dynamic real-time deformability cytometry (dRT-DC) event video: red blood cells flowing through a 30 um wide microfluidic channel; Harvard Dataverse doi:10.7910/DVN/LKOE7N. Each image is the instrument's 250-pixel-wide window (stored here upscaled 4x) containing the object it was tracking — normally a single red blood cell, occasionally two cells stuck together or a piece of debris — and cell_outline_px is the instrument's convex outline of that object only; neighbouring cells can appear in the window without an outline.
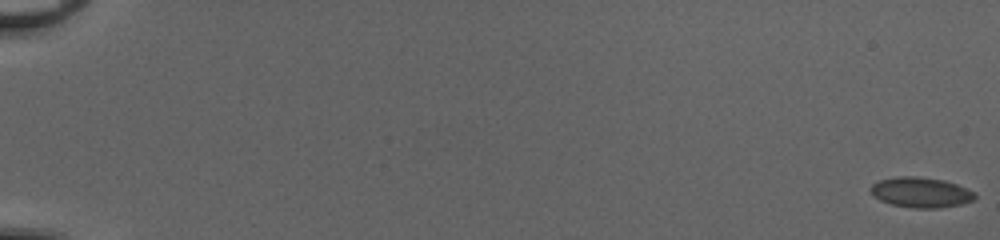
{"species": "common noctule bat (a hibernating species)", "species_latin": "Nyctalus noctula", "temperature_condition": "cold", "stored_images_in_passage": 56, "camera_frame_rate_fps": 3000, "um_per_image_px": 0.085, "animal": {"sex": "female", "body_mass_g": 20.0, "forearm_length_mm": 54.0}, "frame": {"image": 1, "passage_image": 1, "time_ms": 0.0, "image_size_px": [1000, 240], "cell_outline_px": [[976, 196], [972, 200], [960, 204], [936, 208], [916, 208], [892, 204], [880, 200], [868, 188], [872, 184], [880, 180], [904, 176], [912, 176], [940, 180], [956, 184], [972, 192]], "centroid_in_image_um": [78.23, 16.36], "position_along_channel_um": 6.8, "area_um2": 17.74}}
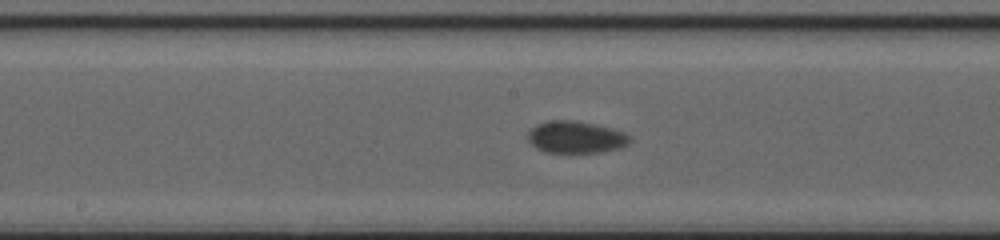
{"frame": {"image": 2, "passage_image": 32, "time_ms": 10.333, "image_size_px": [1000, 240], "cell_outline_px": [[632, 140], [628, 144], [620, 148], [604, 152], [544, 152], [536, 148], [528, 140], [528, 132], [532, 128], [548, 120], [572, 120], [612, 128], [624, 132], [632, 136]], "centroid_in_image_um": [48.99, 11.66], "position_along_channel_um": 199.2, "area_um2": 19.02}}
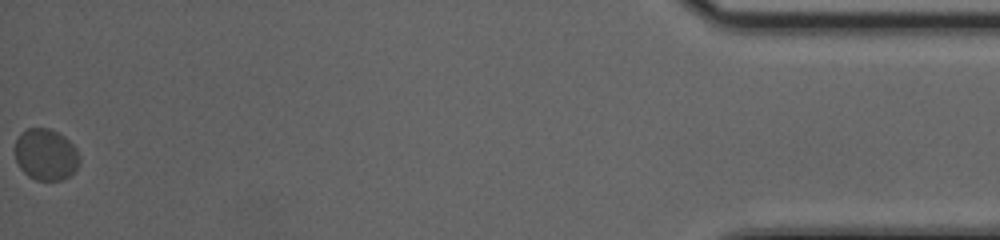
{"frame": {"image": 3, "passage_image": 56, "time_ms": 18.333, "image_size_px": [1000, 240], "cell_outline_px": [[80, 164], [68, 176], [60, 180], [36, 180], [28, 176], [20, 168], [16, 160], [16, 140], [20, 132], [28, 128], [48, 128], [64, 136], [76, 148], [80, 156]], "centroid_in_image_um": [3.9, 13.13], "position_along_channel_um": 431.3, "area_um2": 19.31}, "authors_computed_cell_mechanics": {"area_um2": 18.1781, "velocity_mm_per_s": 3.9623, "shape_relaxation_time_tau1_ms": 1.5504, "shape_relaxation_time_tau2_ms": null, "deformation_change_tau1": 0.0417, "deformation_change_tau2": null}}